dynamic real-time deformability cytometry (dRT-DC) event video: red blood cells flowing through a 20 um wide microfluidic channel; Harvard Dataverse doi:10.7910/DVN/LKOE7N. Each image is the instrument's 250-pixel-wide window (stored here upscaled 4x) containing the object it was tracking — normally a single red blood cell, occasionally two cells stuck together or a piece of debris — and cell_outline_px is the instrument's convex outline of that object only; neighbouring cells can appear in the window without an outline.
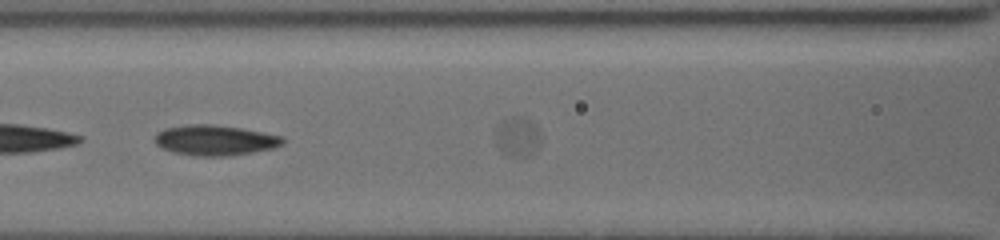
{"species": "common noctule bat (a hibernating species)", "species_latin": "Nyctalus noctula", "temperature_condition": "cold", "stored_images_in_passage": 16, "segment_of_instrument_passage": [2, 3], "camera_frame_rate_fps": 3000, "um_per_image_px": 0.085, "animal": {"sex": "female", "body_mass_g": 19.5, "forearm_length_mm": 54.1}, "frame": {"image": 1, "passage_image": 6, "time_ms": 4.0, "image_size_px": [1000, 240], "cell_outline_px": [[284, 144], [272, 148], [252, 152], [228, 156], [196, 156], [172, 152], [160, 148], [152, 140], [156, 132], [164, 128], [188, 124], [216, 124], [264, 132], [284, 136]], "centroid_in_image_um": [18.23, 11.91], "position_along_channel_um": 148.4, "area_um2": 23.0}}